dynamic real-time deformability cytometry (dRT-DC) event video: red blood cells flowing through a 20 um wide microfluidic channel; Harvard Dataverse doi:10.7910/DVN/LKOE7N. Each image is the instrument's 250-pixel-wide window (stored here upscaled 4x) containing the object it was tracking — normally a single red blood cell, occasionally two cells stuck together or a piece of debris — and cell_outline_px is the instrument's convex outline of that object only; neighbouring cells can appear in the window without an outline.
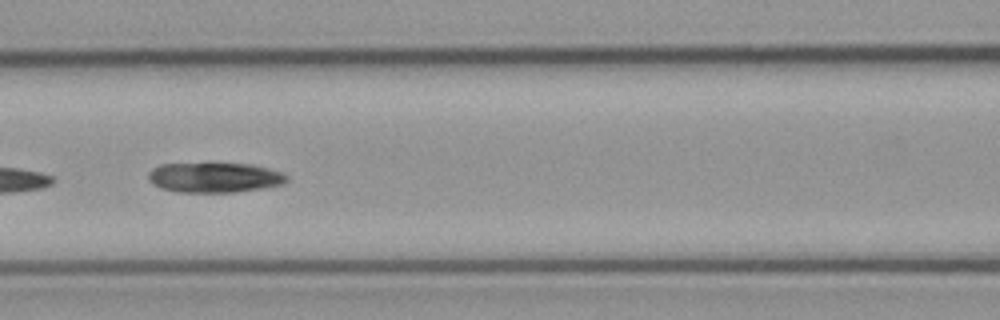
{"species": "common noctule bat (a hibernating species)", "species_latin": "Nyctalus noctula", "temperature_condition": "cold", "stored_images_in_passage": 5, "camera_frame_rate_fps": 3000, "um_per_image_px": 0.085, "animal": {"sex": "male", "body_mass_g": 23.1, "forearm_length_mm": 52.7}, "frame": {"image": 1, "passage_image": 4, "time_ms": 3.667, "image_size_px": [1000, 320], "cell_outline_px": [[288, 180], [284, 184], [264, 188], [232, 192], [176, 192], [160, 188], [152, 184], [148, 180], [148, 172], [152, 168], [160, 164], [252, 164], [284, 172], [288, 176]], "centroid_in_image_um": [18.24, 15.09], "position_along_channel_um": 148.4, "area_um2": 24.33}}